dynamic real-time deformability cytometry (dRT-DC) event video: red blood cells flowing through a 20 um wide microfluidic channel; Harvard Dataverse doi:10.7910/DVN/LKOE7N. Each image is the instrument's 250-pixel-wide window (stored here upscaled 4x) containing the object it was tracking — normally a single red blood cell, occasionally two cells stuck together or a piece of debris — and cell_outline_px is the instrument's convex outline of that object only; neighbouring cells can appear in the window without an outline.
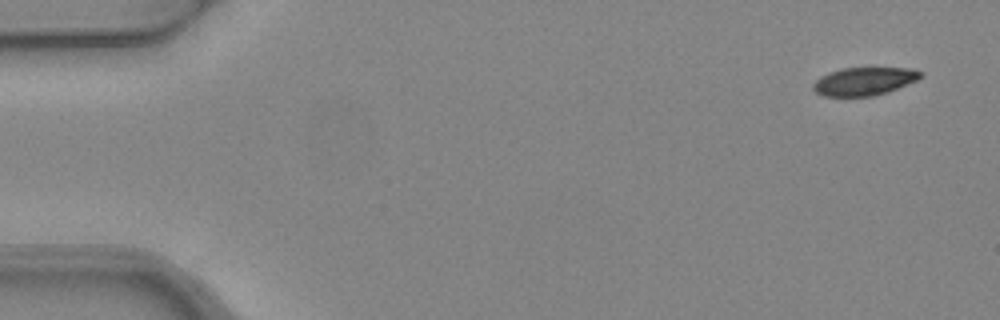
{"species": "common noctule bat (a hibernating species)", "species_latin": "Nyctalus noctula", "temperature_condition": "warm", "stored_images_in_passage": 8, "camera_frame_rate_fps": 3000, "um_per_image_px": 0.085, "animal": {"sex": "female", "body_mass_g": 24.6, "forearm_length_mm": 56.2}, "frame": {"image": 1, "passage_image": 1, "time_ms": 0.0, "image_size_px": [1000, 320], "cell_outline_px": [[924, 72], [916, 80], [888, 92], [872, 96], [824, 96], [816, 92], [812, 88], [812, 84], [820, 76], [828, 72], [840, 68], [908, 68]], "centroid_in_image_um": [73.41, 6.9], "position_along_channel_um": 11.6, "area_um2": 17.51}}
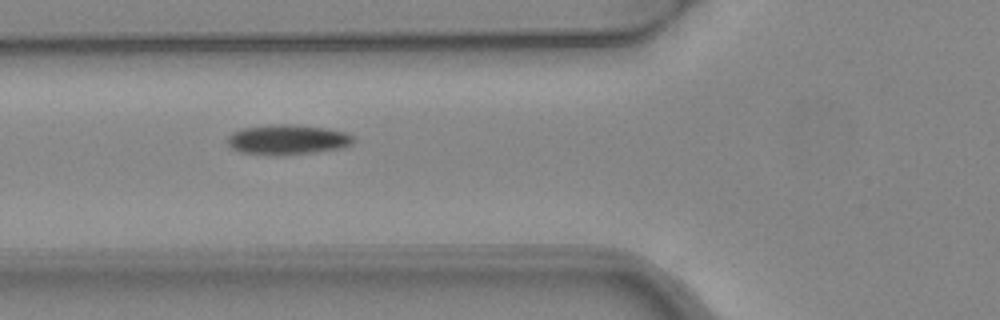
{"frame": {"image": 2, "passage_image": 6, "time_ms": 1.667, "image_size_px": [1000, 320], "cell_outline_px": [[356, 140], [352, 144], [344, 148], [316, 152], [276, 156], [240, 152], [232, 148], [228, 144], [228, 136], [232, 132], [244, 128], [276, 124], [296, 124], [328, 128], [348, 132], [356, 136]], "centroid_in_image_um": [24.53, 11.87], "position_along_channel_um": 101.3, "area_um2": 22.48}}
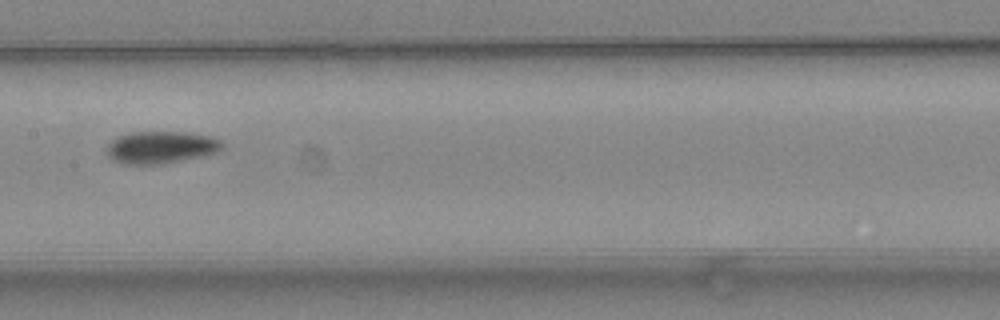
{"frame": {"image": 3, "passage_image": 8, "time_ms": 2.333, "image_size_px": [1000, 320], "cell_outline_px": [[224, 148], [216, 152], [200, 156], [164, 164], [124, 164], [112, 160], [104, 152], [108, 144], [116, 136], [128, 132], [196, 132], [212, 136], [220, 140], [224, 144]], "centroid_in_image_um": [13.66, 12.51], "position_along_channel_um": 193.7, "area_um2": 22.14}}